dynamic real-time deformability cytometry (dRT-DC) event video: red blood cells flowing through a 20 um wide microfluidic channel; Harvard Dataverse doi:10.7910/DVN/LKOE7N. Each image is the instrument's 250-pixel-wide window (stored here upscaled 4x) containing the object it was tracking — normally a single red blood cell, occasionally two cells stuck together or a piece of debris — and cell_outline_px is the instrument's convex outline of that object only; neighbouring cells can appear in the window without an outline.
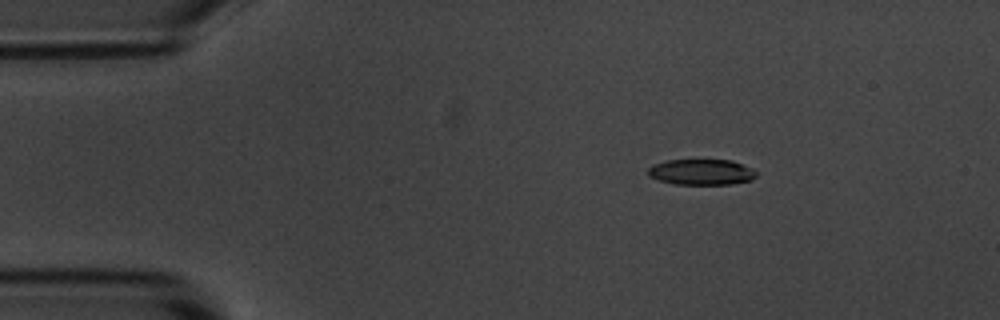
{"species": "common noctule bat (a hibernating species)", "species_latin": "Nyctalus noctula", "temperature_condition": "room temperature", "stored_images_in_passage": 3, "camera_frame_rate_fps": 3000, "um_per_image_px": 0.085, "animal": {"sex": "male", "body_mass_g": 20.1, "forearm_length_mm": 53.5}, "frame": {"image": 1, "passage_image": 1, "time_ms": 0.0, "image_size_px": [1000, 320], "cell_outline_px": [[756, 176], [752, 180], [732, 184], [676, 184], [660, 180], [648, 176], [648, 168], [652, 164], [664, 160], [732, 160], [752, 168], [756, 172]], "centroid_in_image_um": [59.61, 14.62], "position_along_channel_um": 25.4, "area_um2": 16.3}}